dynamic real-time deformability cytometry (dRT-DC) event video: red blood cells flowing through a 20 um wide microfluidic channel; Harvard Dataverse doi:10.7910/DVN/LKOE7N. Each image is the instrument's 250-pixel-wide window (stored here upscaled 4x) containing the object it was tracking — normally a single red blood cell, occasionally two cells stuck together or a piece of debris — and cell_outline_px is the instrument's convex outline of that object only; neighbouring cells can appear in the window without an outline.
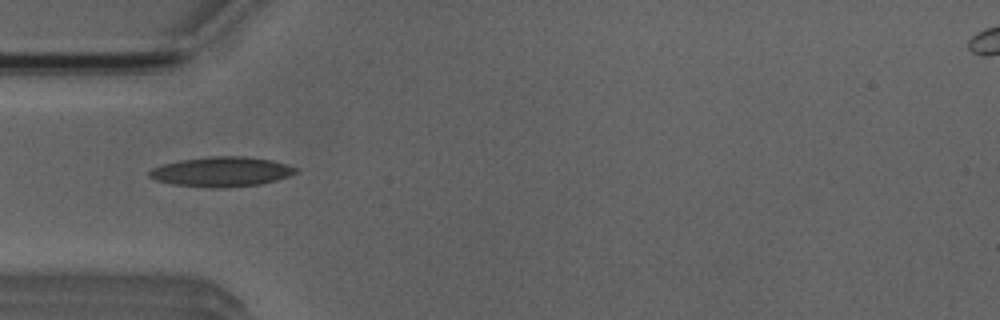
{"species": "Egyptian fruit bat (a non-hibernating species)", "species_latin": "Rousettus aegyptiacus", "temperature_condition": "room temperature", "stored_images_in_passage": 3, "camera_frame_rate_fps": 3000, "um_per_image_px": 0.085, "animal": {"sex": "male"}, "frame": {"image": 1, "passage_image": 3, "time_ms": 2.333, "image_size_px": [1000, 320], "cell_outline_px": [[300, 172], [276, 180], [260, 184], [220, 188], [208, 188], [172, 184], [156, 180], [148, 176], [148, 172], [152, 168], [164, 164], [180, 160], [208, 156], [244, 156], [272, 160], [300, 168]], "centroid_in_image_um": [18.85, 14.59], "position_along_channel_um": 66.1, "area_um2": 25.61}}